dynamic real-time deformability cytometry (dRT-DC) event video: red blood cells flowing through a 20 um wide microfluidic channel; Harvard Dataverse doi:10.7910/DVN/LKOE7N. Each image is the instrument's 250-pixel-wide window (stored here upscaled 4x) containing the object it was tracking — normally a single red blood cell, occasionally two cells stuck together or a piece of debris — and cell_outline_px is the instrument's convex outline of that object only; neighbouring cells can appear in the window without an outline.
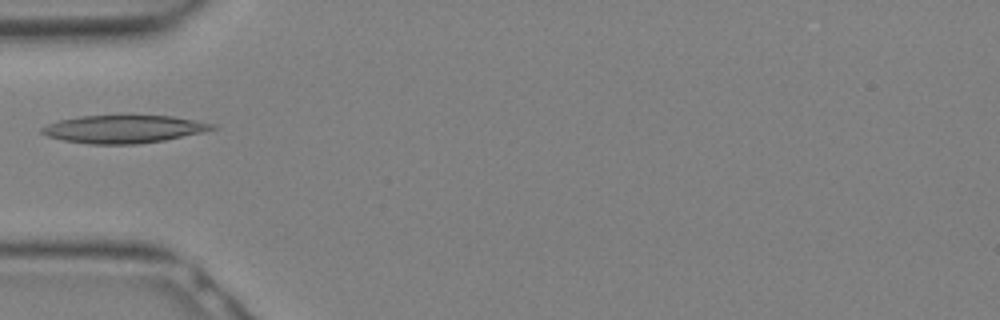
{"species": "Egyptian fruit bat (a non-hibernating species)", "species_latin": "Rousettus aegyptiacus", "temperature_condition": "warm", "stored_images_in_passage": 11, "camera_frame_rate_fps": 3000, "um_per_image_px": 0.085, "animal": {"sex": "female"}, "frame": {"image": 1, "passage_image": 10, "time_ms": 3.0, "image_size_px": [1000, 320], "cell_outline_px": [[220, 128], [164, 140], [136, 144], [88, 144], [64, 140], [48, 136], [40, 132], [40, 128], [48, 124], [60, 120], [80, 116], [172, 116], [216, 124]], "centroid_in_image_um": [10.52, 10.97], "position_along_channel_um": 74.5, "area_um2": 27.4}}